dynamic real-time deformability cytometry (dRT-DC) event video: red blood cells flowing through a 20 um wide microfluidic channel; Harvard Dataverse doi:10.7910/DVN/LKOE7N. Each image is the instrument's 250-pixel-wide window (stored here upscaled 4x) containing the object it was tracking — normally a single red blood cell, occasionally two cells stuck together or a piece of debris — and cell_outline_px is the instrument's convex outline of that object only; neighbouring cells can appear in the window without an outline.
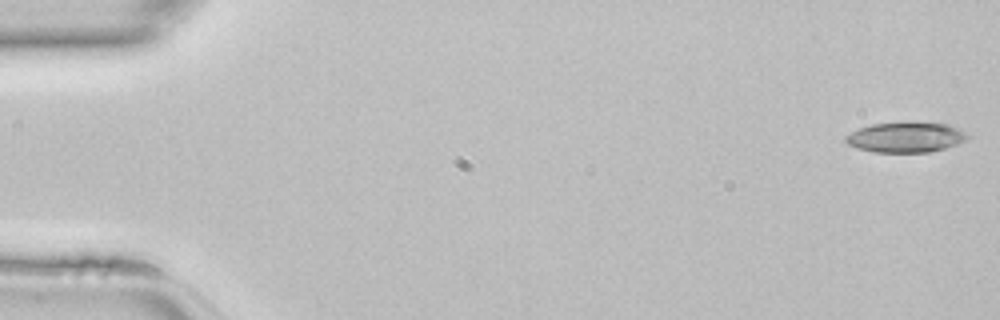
{"species": "common noctule bat (a hibernating species)", "species_latin": "Nyctalus noctula", "temperature_condition": "room temperature", "stored_images_in_passage": 12, "camera_frame_rate_fps": 3000, "um_per_image_px": 0.085, "animal": {"sex": "female", "body_mass_g": 22.7, "forearm_length_mm": 54.2}, "frame": {"image": 1, "passage_image": 1, "time_ms": 0.0, "image_size_px": [1000, 320], "cell_outline_px": [[968, 136], [964, 140], [956, 144], [944, 148], [928, 152], [872, 152], [856, 148], [848, 144], [844, 140], [844, 136], [860, 128], [872, 124], [908, 120], [948, 124], [964, 132]], "centroid_in_image_um": [76.93, 11.64], "position_along_channel_um": 8.1, "area_um2": 21.73}}